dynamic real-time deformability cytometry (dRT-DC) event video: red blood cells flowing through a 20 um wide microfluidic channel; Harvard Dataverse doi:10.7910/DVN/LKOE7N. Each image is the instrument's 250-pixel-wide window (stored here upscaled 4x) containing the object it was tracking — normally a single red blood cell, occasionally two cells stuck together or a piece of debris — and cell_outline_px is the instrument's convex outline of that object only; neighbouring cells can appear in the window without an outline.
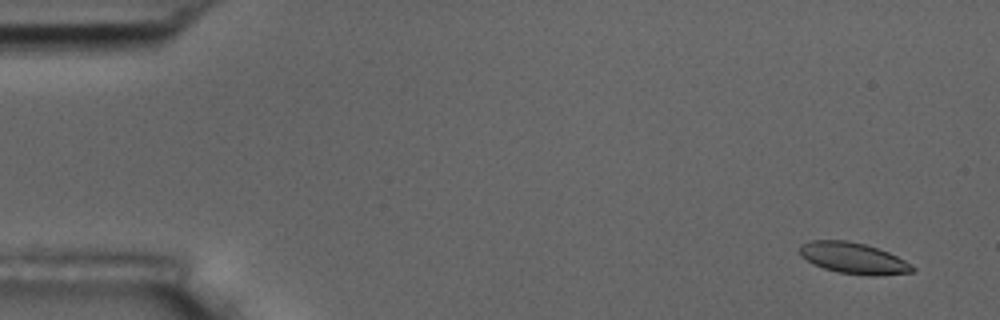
{"species": "common noctule bat (a hibernating species)", "species_latin": "Nyctalus noctula", "temperature_condition": "room temperature", "stored_images_in_passage": 4, "camera_frame_rate_fps": 3000, "um_per_image_px": 0.085, "animal": {"sex": "male", "body_mass_g": 17.5, "forearm_length_mm": 52.3}, "frame": {"image": 1, "passage_image": 1, "time_ms": 0.0, "image_size_px": [1000, 320], "cell_outline_px": [[916, 268], [912, 272], [876, 276], [868, 276], [840, 272], [824, 268], [812, 264], [800, 256], [800, 244], [812, 240], [848, 240], [864, 244], [888, 252], [912, 264]], "centroid_in_image_um": [72.53, 21.94], "position_along_channel_um": 12.5, "area_um2": 20.46}}
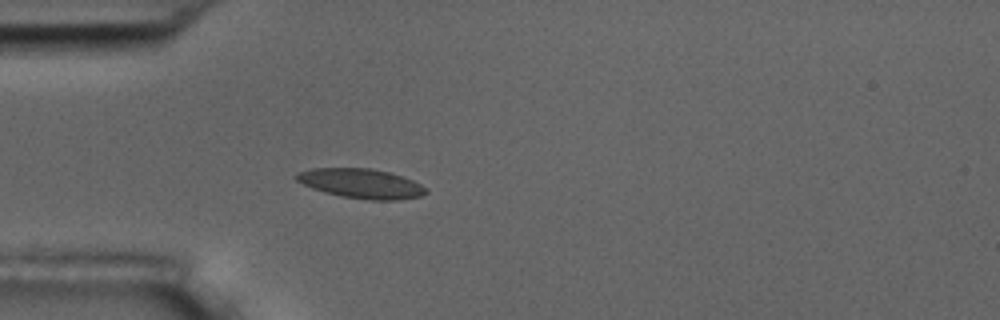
{"frame": {"image": 2, "passage_image": 4, "time_ms": 4.333, "image_size_px": [1000, 320], "cell_outline_px": [[428, 192], [420, 196], [396, 200], [368, 200], [340, 196], [324, 192], [312, 188], [296, 180], [292, 176], [300, 172], [312, 168], [372, 168], [404, 176], [428, 188]], "centroid_in_image_um": [30.71, 15.6], "position_along_channel_um": 54.3, "area_um2": 22.43}}